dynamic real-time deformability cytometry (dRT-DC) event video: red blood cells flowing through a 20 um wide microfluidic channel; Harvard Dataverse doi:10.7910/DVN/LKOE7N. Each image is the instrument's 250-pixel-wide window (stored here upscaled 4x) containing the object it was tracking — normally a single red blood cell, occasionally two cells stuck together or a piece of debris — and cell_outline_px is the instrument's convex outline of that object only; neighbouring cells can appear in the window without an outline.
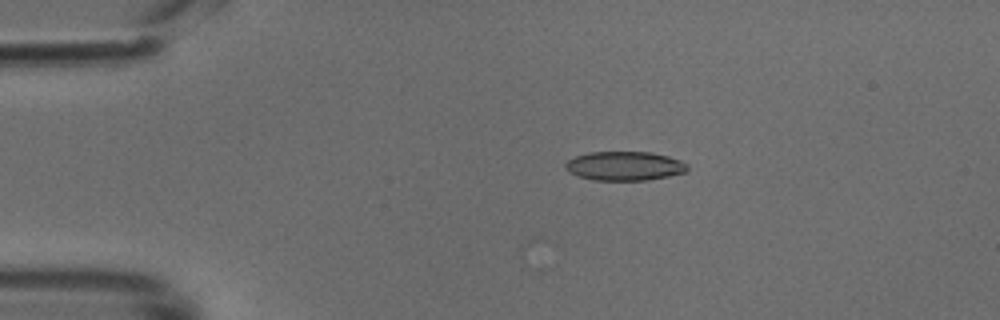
{"species": "common noctule bat (a hibernating species)", "species_latin": "Nyctalus noctula", "temperature_condition": "cold", "stored_images_in_passage": 40, "camera_frame_rate_fps": 3000, "um_per_image_px": 0.085, "animal": {"sex": "male", "body_mass_g": 18.8}, "frame": {"image": 1, "passage_image": 1, "time_ms": 0.0, "image_size_px": [1000, 320], "cell_outline_px": [[688, 172], [648, 180], [592, 180], [576, 176], [568, 172], [564, 168], [564, 164], [568, 160], [576, 156], [592, 152], [652, 152], [668, 156], [680, 160], [688, 164]], "centroid_in_image_um": [53.09, 14.11], "position_along_channel_um": 31.9, "area_um2": 20.87}}
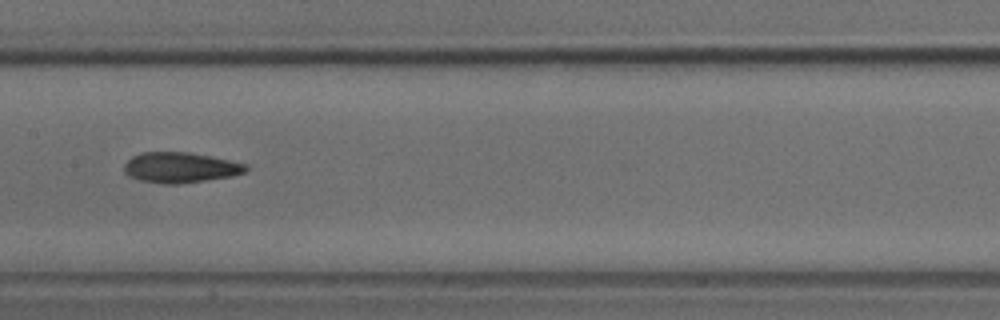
{"frame": {"image": 2, "passage_image": 16, "time_ms": 5.0, "image_size_px": [1000, 320], "cell_outline_px": [[248, 168], [244, 172], [232, 176], [180, 184], [160, 184], [140, 180], [128, 176], [124, 172], [124, 164], [132, 156], [144, 152], [188, 152], [248, 164]], "centroid_in_image_um": [15.3, 14.25], "position_along_channel_um": 192.1, "area_um2": 21.56}}
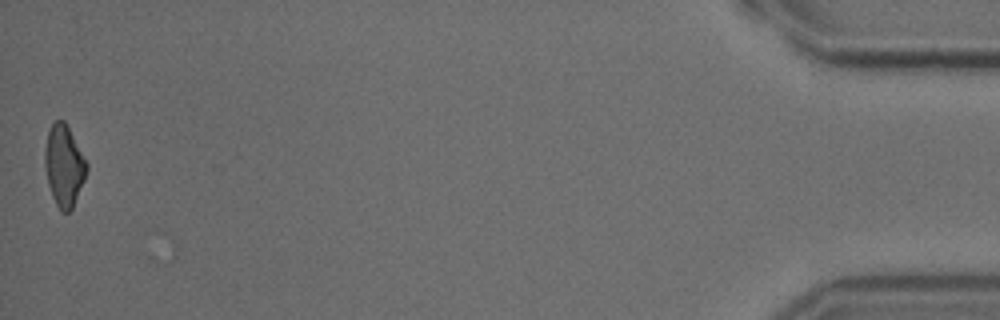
{"frame": {"image": 3, "passage_image": 40, "time_ms": 13.0, "image_size_px": [1000, 320], "cell_outline_px": [[88, 168], [84, 180], [72, 208], [68, 212], [60, 212], [52, 196], [48, 184], [44, 164], [44, 152], [48, 132], [52, 124], [56, 120], [64, 120], [88, 164]], "centroid_in_image_um": [5.43, 14.09], "position_along_channel_um": 429.8, "area_um2": 19.59}}